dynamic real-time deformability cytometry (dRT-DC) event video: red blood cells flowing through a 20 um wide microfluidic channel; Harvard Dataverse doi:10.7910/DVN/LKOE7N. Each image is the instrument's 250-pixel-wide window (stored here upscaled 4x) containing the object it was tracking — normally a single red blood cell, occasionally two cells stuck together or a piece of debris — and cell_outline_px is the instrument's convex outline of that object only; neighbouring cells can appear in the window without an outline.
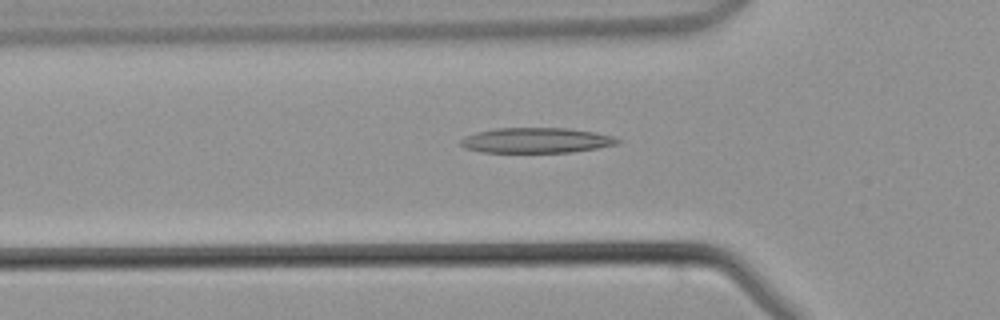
{"species": "common noctule bat (a hibernating species)", "species_latin": "Nyctalus noctula", "temperature_condition": "warm", "stored_images_in_passage": 43, "camera_frame_rate_fps": 3000, "um_per_image_px": 0.085, "animal": {"sex": "male", "body_mass_g": 21.5, "forearm_length_mm": 52.0}, "frame": {"image": 1, "passage_image": 13, "time_ms": 4.0, "image_size_px": [1000, 320], "cell_outline_px": [[620, 140], [616, 144], [596, 148], [572, 152], [480, 152], [464, 148], [460, 144], [460, 140], [464, 136], [476, 132], [496, 128], [568, 128], [592, 132], [612, 136]], "centroid_in_image_um": [45.51, 11.93], "position_along_channel_um": 80.3, "area_um2": 22.95}}
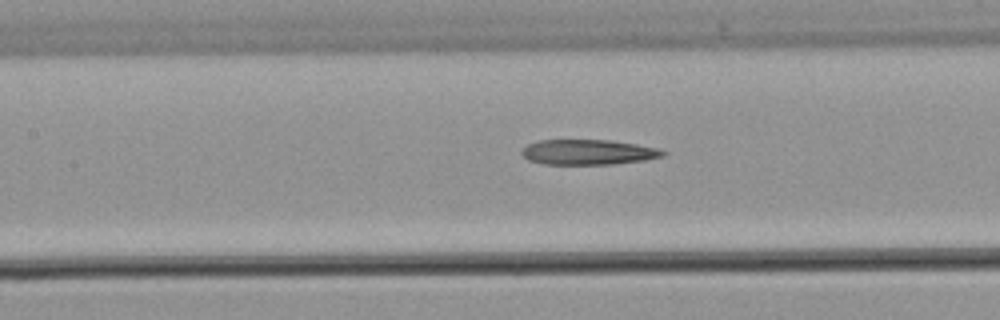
{"frame": {"image": 2, "passage_image": 18, "time_ms": 5.667, "image_size_px": [1000, 320], "cell_outline_px": [[668, 152], [664, 156], [644, 160], [612, 164], [544, 164], [528, 160], [520, 152], [528, 144], [540, 140], [608, 140], [636, 144], [656, 148]], "centroid_in_image_um": [49.99, 12.93], "position_along_channel_um": 157.4, "area_um2": 20.58}}
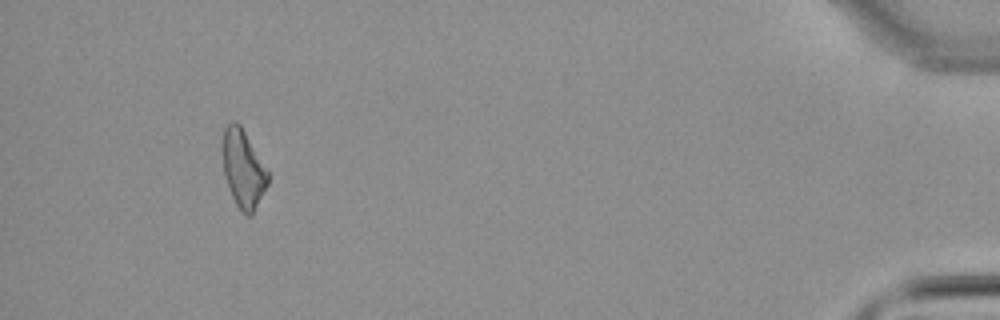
{"frame": {"image": 3, "passage_image": 40, "time_ms": 13.0, "image_size_px": [1000, 320], "cell_outline_px": [[268, 184], [252, 216], [244, 216], [240, 212], [232, 196], [224, 176], [220, 148], [224, 128], [232, 120], [236, 120], [240, 124], [268, 168]], "centroid_in_image_um": [20.65, 14.33], "position_along_channel_um": 414.5, "area_um2": 21.33}}